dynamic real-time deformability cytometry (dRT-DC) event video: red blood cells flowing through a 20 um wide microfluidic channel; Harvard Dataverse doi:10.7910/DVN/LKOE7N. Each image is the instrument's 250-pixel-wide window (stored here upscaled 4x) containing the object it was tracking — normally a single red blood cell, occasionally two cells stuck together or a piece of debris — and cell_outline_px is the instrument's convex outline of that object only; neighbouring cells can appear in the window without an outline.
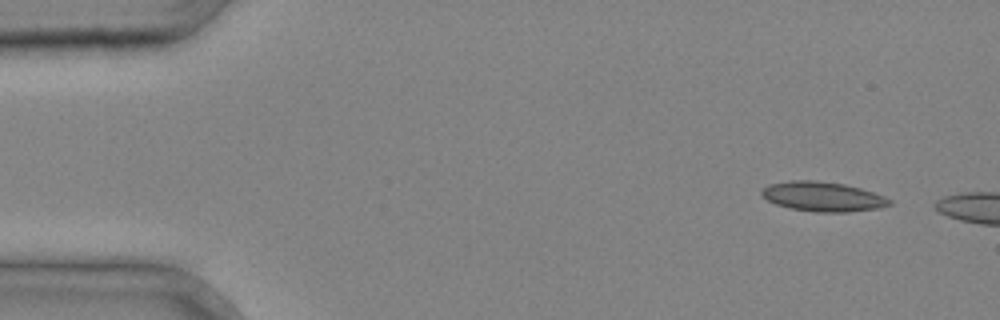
{"species": "common noctule bat (a hibernating species)", "species_latin": "Nyctalus noctula", "temperature_condition": "cold", "stored_images_in_passage": 2, "camera_frame_rate_fps": 3000, "um_per_image_px": 0.085, "animal": {"sex": "male", "body_mass_g": 20.4}, "frame": {"image": 1, "passage_image": 1, "time_ms": 0.0, "image_size_px": [1000, 320], "cell_outline_px": [[892, 204], [880, 208], [848, 212], [816, 212], [792, 208], [776, 204], [768, 200], [760, 192], [768, 184], [792, 180], [816, 180], [844, 184], [860, 188], [884, 196], [892, 200]], "centroid_in_image_um": [69.97, 16.71], "position_along_channel_um": 15.0, "area_um2": 21.96}}